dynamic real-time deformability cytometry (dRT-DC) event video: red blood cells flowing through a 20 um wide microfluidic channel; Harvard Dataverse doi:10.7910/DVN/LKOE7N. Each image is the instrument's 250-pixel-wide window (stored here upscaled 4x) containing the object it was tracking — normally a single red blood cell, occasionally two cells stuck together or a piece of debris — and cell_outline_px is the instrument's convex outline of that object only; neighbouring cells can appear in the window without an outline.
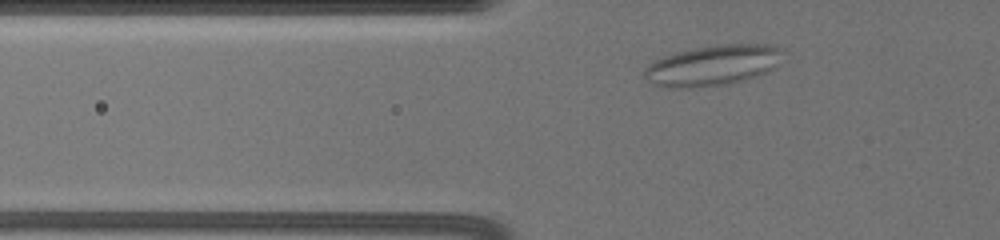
{"species": "common noctule bat (a hibernating species)", "species_latin": "Nyctalus noctula", "temperature_condition": "warm", "stored_images_in_passage": 35, "camera_frame_rate_fps": 3000, "um_per_image_px": 0.085, "animal": {"sex": "female", "body_mass_g": 19.5, "forearm_length_mm": 54.1}, "frame": {"image": 1, "passage_image": 4, "time_ms": 1.333, "image_size_px": [1000, 240], "cell_outline_px": [[780, 52], [772, 68], [756, 76], [744, 80], [728, 84], [692, 88], [676, 88], [656, 84], [648, 80], [644, 76], [644, 68], [648, 64], [664, 56], [676, 52], [696, 48], [720, 44], [772, 44], [780, 48]], "centroid_in_image_um": [60.53, 5.56], "position_along_channel_um": 65.3, "area_um2": 32.08}}
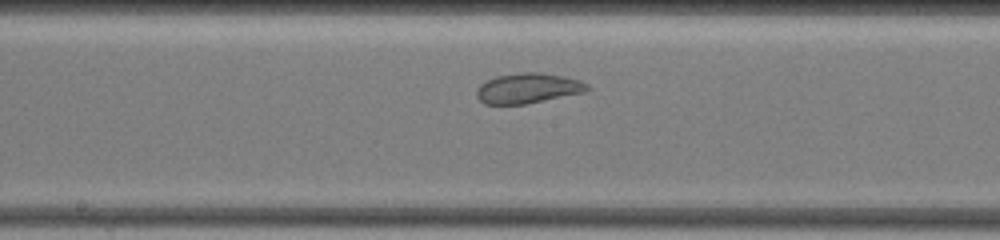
{"frame": {"image": 2, "passage_image": 12, "time_ms": 5.667, "image_size_px": [1000, 240], "cell_outline_px": [[592, 88], [584, 92], [524, 104], [484, 104], [476, 96], [476, 88], [480, 84], [496, 76], [520, 72], [540, 72], [564, 76], [580, 80], [588, 84]], "centroid_in_image_um": [44.87, 7.49], "position_along_channel_um": 203.3, "area_um2": 19.48}}
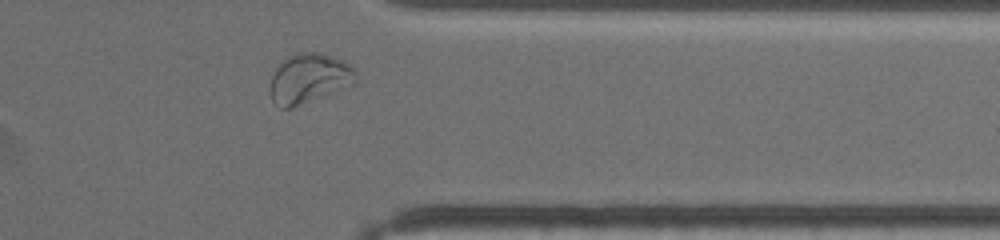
{"frame": {"image": 3, "passage_image": 31, "time_ms": 11.0, "image_size_px": [1000, 240], "cell_outline_px": [[356, 80], [292, 108], [280, 108], [272, 100], [272, 76], [276, 68], [288, 56], [296, 52], [316, 52], [352, 64], [356, 72]], "centroid_in_image_um": [26.23, 6.63], "position_along_channel_um": 385.2, "area_um2": 23.7}, "authors_computed_cell_mechanics": {"area_um2": 19.4208, "velocity_mm_per_s": 3.4429, "shape_relaxation_time_tau1_ms": null, "shape_relaxation_time_tau2_ms": 1.6657, "deformation_change_tau1": null, "deformation_change_tau2": 0.0778}}